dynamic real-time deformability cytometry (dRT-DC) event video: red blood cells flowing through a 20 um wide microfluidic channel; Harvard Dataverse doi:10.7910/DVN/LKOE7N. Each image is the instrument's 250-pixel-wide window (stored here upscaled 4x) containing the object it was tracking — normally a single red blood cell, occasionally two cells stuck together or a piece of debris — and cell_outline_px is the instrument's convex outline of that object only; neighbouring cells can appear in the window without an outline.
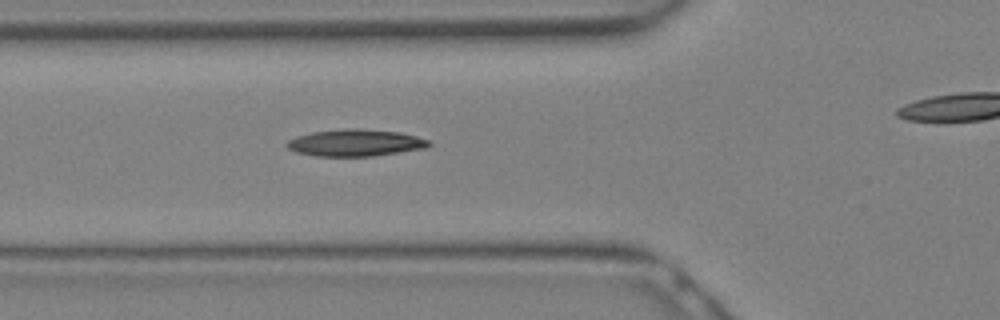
{"species": "Egyptian fruit bat (a non-hibernating species)", "species_latin": "Rousettus aegyptiacus", "temperature_condition": "warm", "stored_images_in_passage": 2, "camera_frame_rate_fps": 3000, "um_per_image_px": 0.085, "animal": {"sex": "female"}, "frame": {"image": 1, "passage_image": 2, "time_ms": 0.333, "image_size_px": [1000, 320], "cell_outline_px": [[432, 144], [428, 148], [372, 156], [316, 156], [296, 152], [288, 148], [284, 144], [288, 140], [296, 136], [312, 132], [340, 128], [360, 128], [400, 132], [432, 140]], "centroid_in_image_um": [30.23, 12.13], "position_along_channel_um": 95.6, "area_um2": 22.6}}